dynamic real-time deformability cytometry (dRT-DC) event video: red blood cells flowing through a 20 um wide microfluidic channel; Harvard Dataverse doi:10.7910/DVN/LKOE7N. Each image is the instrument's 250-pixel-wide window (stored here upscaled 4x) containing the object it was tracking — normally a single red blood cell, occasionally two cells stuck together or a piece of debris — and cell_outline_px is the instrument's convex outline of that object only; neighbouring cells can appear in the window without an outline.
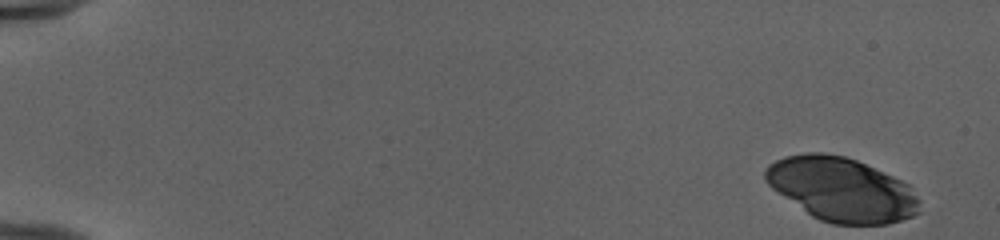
{"species": "human", "species_latin": "Homo sapiens", "temperature_condition": "cold", "stored_images_in_passage": 51, "camera_frame_rate_fps": 3000, "um_per_image_px": 0.085, "donor": {"sex": "female"}, "frame": {"image": 1, "passage_image": 1, "time_ms": 0.0, "image_size_px": [1000, 240], "cell_outline_px": [[920, 212], [912, 216], [888, 224], [832, 224], [820, 220], [812, 216], [772, 188], [764, 180], [764, 172], [768, 164], [784, 156], [808, 152], [824, 152], [844, 156], [856, 160], [892, 176], [908, 184], [912, 188], [920, 200]], "centroid_in_image_um": [71.53, 16.09], "position_along_channel_um": 13.5, "area_um2": 57.34}}
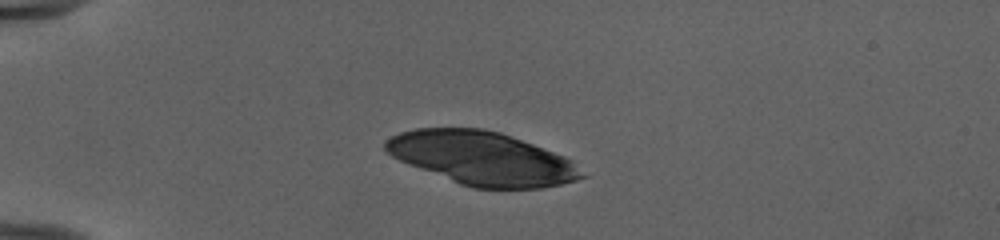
{"frame": {"image": 2, "passage_image": 13, "time_ms": 4.0, "image_size_px": [1000, 240], "cell_outline_px": [[588, 176], [576, 180], [560, 184], [540, 188], [472, 188], [460, 184], [408, 164], [392, 156], [384, 148], [384, 140], [400, 132], [416, 128], [480, 128], [500, 132], [564, 156], [572, 160]], "centroid_in_image_um": [40.97, 13.45], "position_along_channel_um": 44.0, "area_um2": 60.63}}